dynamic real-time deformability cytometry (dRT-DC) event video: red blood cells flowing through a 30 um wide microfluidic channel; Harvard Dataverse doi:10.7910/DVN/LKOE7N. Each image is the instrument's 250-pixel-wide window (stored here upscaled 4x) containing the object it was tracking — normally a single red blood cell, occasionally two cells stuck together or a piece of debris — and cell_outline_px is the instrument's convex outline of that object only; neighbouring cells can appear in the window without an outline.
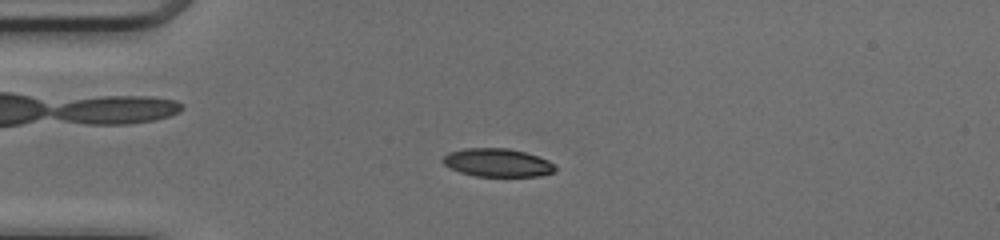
{"species": "common noctule bat (a hibernating species)", "species_latin": "Nyctalus noctula", "temperature_condition": "cold", "stored_images_in_passage": 39, "camera_frame_rate_fps": 3000, "um_per_image_px": 0.085, "animal": {"sex": "female", "body_mass_g": 17.0, "forearm_length_mm": 48.0}, "frame": {"image": 1, "passage_image": 2, "time_ms": 0.333, "image_size_px": [1000, 240], "cell_outline_px": [[556, 172], [540, 176], [476, 176], [460, 172], [444, 164], [440, 160], [448, 152], [464, 148], [508, 148], [524, 152], [548, 160], [556, 168]], "centroid_in_image_um": [42.27, 13.82], "position_along_channel_um": 42.7, "area_um2": 18.44}}
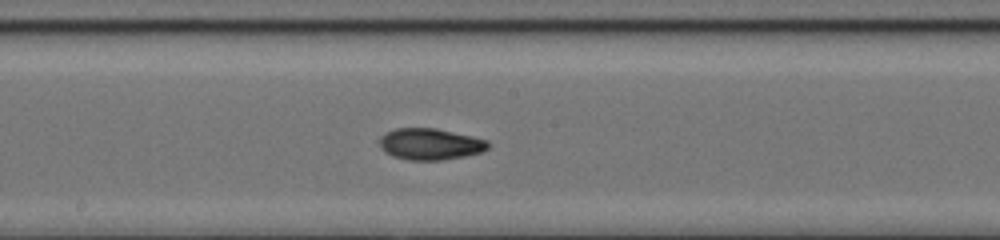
{"frame": {"image": 2, "passage_image": 16, "time_ms": 5.0, "image_size_px": [1000, 240], "cell_outline_px": [[488, 148], [480, 152], [464, 156], [444, 160], [408, 160], [392, 156], [384, 152], [380, 148], [380, 136], [396, 128], [436, 128], [472, 136], [488, 140]], "centroid_in_image_um": [36.54, 12.25], "position_along_channel_um": 211.7, "area_um2": 19.88}}
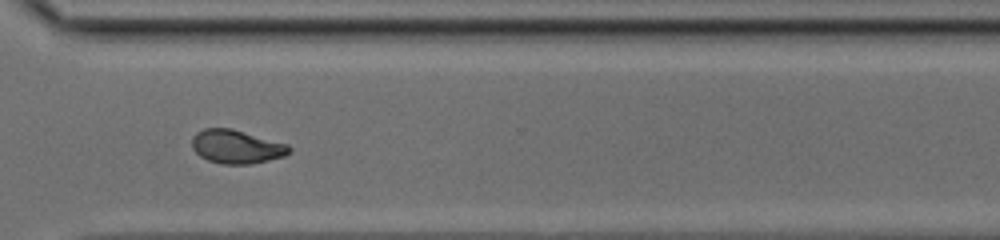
{"frame": {"image": 3, "passage_image": 26, "time_ms": 8.333, "image_size_px": [1000, 240], "cell_outline_px": [[292, 152], [284, 156], [252, 164], [220, 164], [208, 160], [200, 156], [192, 148], [192, 136], [196, 132], [204, 128], [232, 128], [288, 144], [292, 148]], "centroid_in_image_um": [20.11, 12.46], "position_along_channel_um": 350.5, "area_um2": 19.25}, "authors_computed_cell_mechanics": {"area_um2": 19.652, "velocity_mm_per_s": 4.1784, "shape_relaxation_time_tau1_ms": 5.1387, "shape_relaxation_time_tau2_ms": 3.7519, "deformation_change_tau1": 0.1591, "deformation_change_tau2": 0.0848}}